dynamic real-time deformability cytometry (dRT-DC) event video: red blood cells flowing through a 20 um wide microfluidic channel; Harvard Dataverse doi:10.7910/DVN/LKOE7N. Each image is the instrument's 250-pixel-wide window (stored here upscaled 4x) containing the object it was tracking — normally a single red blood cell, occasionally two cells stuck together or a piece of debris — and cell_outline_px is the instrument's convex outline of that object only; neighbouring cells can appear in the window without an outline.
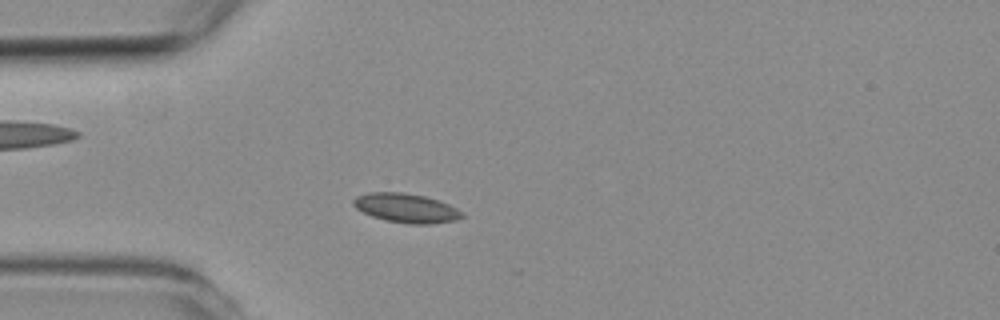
{"species": "common noctule bat (a hibernating species)", "species_latin": "Nyctalus noctula", "temperature_condition": "room temperature", "stored_images_in_passage": 4, "camera_frame_rate_fps": 3000, "um_per_image_px": 0.085, "animal": {"sex": "female", "body_mass_g": 19.3, "forearm_length_mm": 54.1}, "frame": {"image": 1, "passage_image": 3, "time_ms": 2.333, "image_size_px": [1000, 320], "cell_outline_px": [[464, 216], [456, 220], [432, 224], [408, 224], [384, 220], [372, 216], [356, 208], [352, 204], [352, 200], [356, 196], [368, 192], [404, 192], [424, 196], [440, 200], [464, 212]], "centroid_in_image_um": [34.53, 17.68], "position_along_channel_um": 50.5, "area_um2": 18.67}}